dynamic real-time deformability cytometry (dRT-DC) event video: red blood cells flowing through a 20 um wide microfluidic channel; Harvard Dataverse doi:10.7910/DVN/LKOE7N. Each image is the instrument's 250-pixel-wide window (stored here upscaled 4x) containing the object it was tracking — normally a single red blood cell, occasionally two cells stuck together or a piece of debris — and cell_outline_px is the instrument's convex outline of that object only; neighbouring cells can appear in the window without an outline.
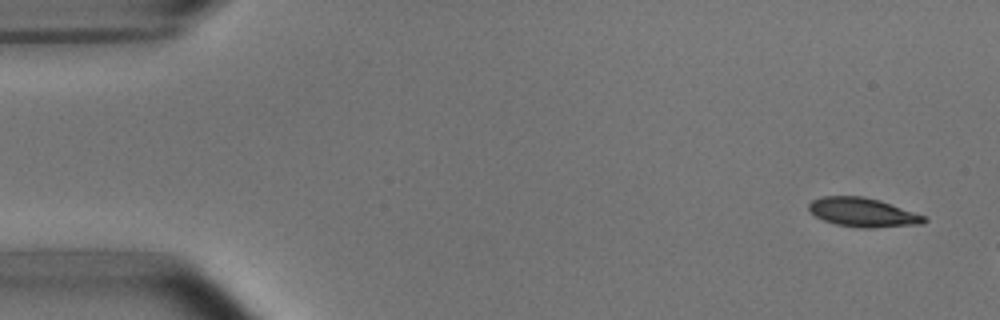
{"species": "common noctule bat (a hibernating species)", "species_latin": "Nyctalus noctula", "temperature_condition": "room temperature", "stored_images_in_passage": 4, "camera_frame_rate_fps": 3000, "um_per_image_px": 0.085, "animal": {"sex": "male", "body_mass_g": 15.6}, "frame": {"image": 1, "passage_image": 1, "time_ms": 0.0, "image_size_px": [1000, 320], "cell_outline_px": [[928, 220], [924, 224], [872, 228], [860, 228], [836, 224], [824, 220], [816, 216], [808, 208], [808, 204], [812, 200], [824, 196], [864, 196], [880, 200], [924, 216]], "centroid_in_image_um": [73.35, 18.05], "position_along_channel_um": 11.7, "area_um2": 19.42}}